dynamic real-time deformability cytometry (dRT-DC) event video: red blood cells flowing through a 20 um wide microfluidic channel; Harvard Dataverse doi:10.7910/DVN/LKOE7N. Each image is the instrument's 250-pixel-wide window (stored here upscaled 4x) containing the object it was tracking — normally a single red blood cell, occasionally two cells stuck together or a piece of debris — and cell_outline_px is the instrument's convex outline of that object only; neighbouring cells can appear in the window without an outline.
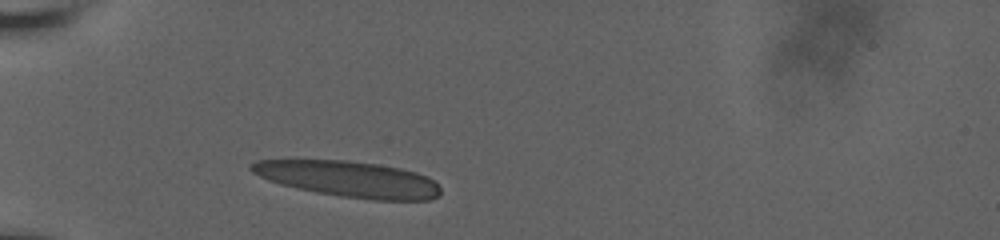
{"species": "human", "species_latin": "Homo sapiens", "temperature_condition": "room temperature", "stored_images_in_passage": 4, "camera_frame_rate_fps": 3000, "um_per_image_px": 0.085, "donor": {"sex": "male"}, "frame": {"image": 1, "passage_image": 1, "time_ms": 0.0, "image_size_px": [1000, 240], "cell_outline_px": [[440, 196], [432, 200], [372, 200], [340, 196], [316, 192], [296, 188], [280, 184], [268, 180], [252, 172], [248, 168], [256, 160], [348, 160], [376, 164], [400, 168], [416, 172], [428, 176], [440, 188]], "centroid_in_image_um": [29.67, 15.22], "position_along_channel_um": 55.3, "area_um2": 39.65}}
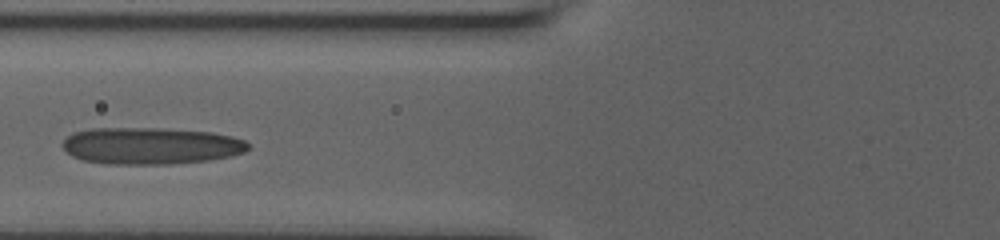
{"frame": {"image": 2, "passage_image": 3, "time_ms": 0.667, "image_size_px": [1000, 240], "cell_outline_px": [[248, 148], [244, 152], [232, 156], [208, 160], [168, 164], [108, 164], [80, 160], [72, 156], [60, 144], [72, 132], [92, 128], [156, 128], [212, 132], [232, 136], [244, 140], [248, 144]], "centroid_in_image_um": [12.78, 12.39], "position_along_channel_um": 113.0, "area_um2": 39.94}}